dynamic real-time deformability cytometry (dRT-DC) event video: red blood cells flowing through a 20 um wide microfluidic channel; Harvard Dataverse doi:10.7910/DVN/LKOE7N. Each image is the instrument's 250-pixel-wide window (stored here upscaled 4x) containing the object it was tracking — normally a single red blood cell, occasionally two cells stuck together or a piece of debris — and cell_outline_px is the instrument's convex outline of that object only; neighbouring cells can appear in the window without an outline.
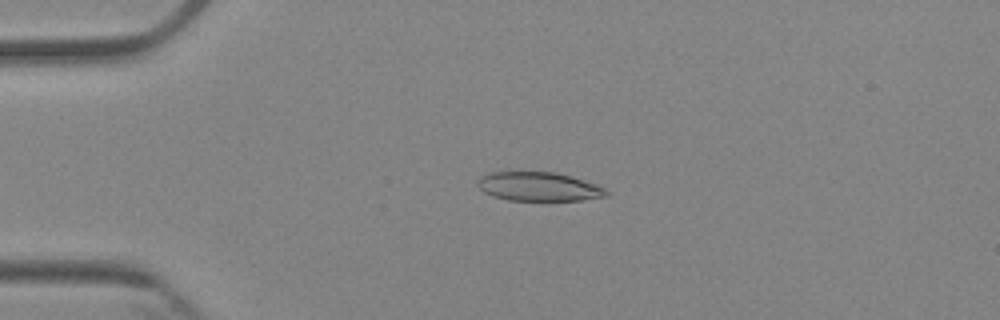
{"species": "Egyptian fruit bat (a non-hibernating species)", "species_latin": "Rousettus aegyptiacus", "temperature_condition": "cold", "stored_images_in_passage": 6, "camera_frame_rate_fps": 3000, "um_per_image_px": 0.085, "animal": {"sex": "female"}, "frame": {"image": 1, "passage_image": 4, "time_ms": 3.667, "image_size_px": [1000, 320], "cell_outline_px": [[608, 196], [580, 200], [508, 200], [492, 196], [484, 192], [476, 184], [476, 180], [480, 176], [488, 172], [556, 172], [584, 180], [596, 184], [604, 188], [608, 192]], "centroid_in_image_um": [45.75, 15.85], "position_along_channel_um": 39.2, "area_um2": 21.73}}
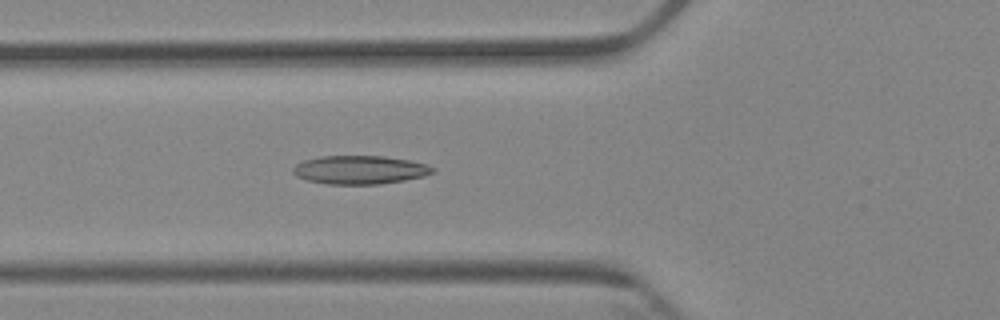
{"frame": {"image": 2, "passage_image": 6, "time_ms": 6.0, "image_size_px": [1000, 320], "cell_outline_px": [[436, 168], [432, 172], [424, 176], [404, 180], [380, 184], [324, 184], [304, 180], [296, 176], [292, 172], [292, 168], [296, 164], [304, 160], [320, 156], [384, 156], [408, 160], [424, 164]], "centroid_in_image_um": [30.52, 14.44], "position_along_channel_um": 95.3, "area_um2": 23.24}}